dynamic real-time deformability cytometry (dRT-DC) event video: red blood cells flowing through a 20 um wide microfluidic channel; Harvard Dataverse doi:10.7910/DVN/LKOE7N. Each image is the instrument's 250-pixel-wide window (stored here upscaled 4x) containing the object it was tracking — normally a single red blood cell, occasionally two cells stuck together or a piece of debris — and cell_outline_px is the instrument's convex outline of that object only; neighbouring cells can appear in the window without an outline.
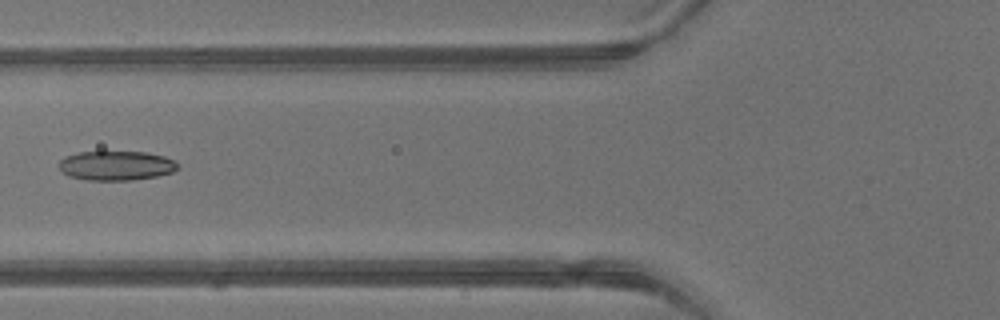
{"species": "common noctule bat (a hibernating species)", "species_latin": "Nyctalus noctula", "temperature_condition": "warm", "stored_images_in_passage": 5, "camera_frame_rate_fps": 3000, "um_per_image_px": 0.085, "animal": {"sex": "male", "body_mass_g": 13.3}, "frame": {"image": 1, "passage_image": 5, "time_ms": 1.333, "image_size_px": [1000, 320], "cell_outline_px": [[176, 168], [172, 172], [156, 176], [132, 180], [88, 180], [68, 176], [60, 168], [60, 160], [64, 156], [80, 152], [144, 152], [164, 156], [176, 160]], "centroid_in_image_um": [9.87, 14.07], "position_along_channel_um": 115.9, "area_um2": 20.17}}